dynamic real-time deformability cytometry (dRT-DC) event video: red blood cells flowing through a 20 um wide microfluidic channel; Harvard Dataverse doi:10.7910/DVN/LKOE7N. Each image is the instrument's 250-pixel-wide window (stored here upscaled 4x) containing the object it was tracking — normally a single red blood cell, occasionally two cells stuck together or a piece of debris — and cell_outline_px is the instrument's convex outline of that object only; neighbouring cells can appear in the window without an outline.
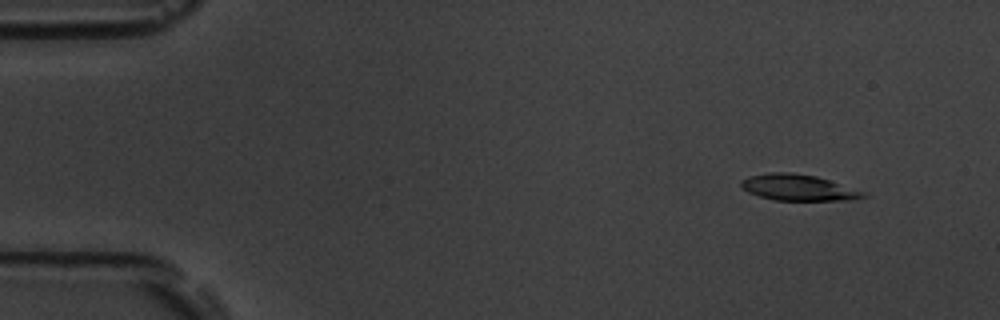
{"species": "common noctule bat (a hibernating species)", "species_latin": "Nyctalus noctula", "temperature_condition": "room temperature", "stored_images_in_passage": 53, "camera_frame_rate_fps": 3000, "um_per_image_px": 0.085, "animal": {"sex": "male", "body_mass_g": 19.5, "forearm_length_mm": 54.6}, "frame": {"image": 1, "passage_image": 2, "time_ms": 0.333, "image_size_px": [1000, 320], "cell_outline_px": [[868, 196], [852, 200], [776, 200], [760, 196], [748, 192], [740, 184], [740, 180], [748, 176], [772, 172], [792, 172], [816, 176], [868, 192]], "centroid_in_image_um": [67.9, 15.94], "position_along_channel_um": 17.1, "area_um2": 18.67}}
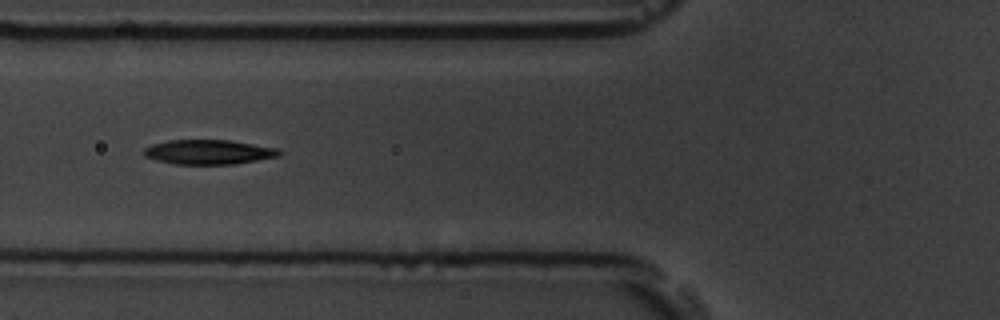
{"frame": {"image": 2, "passage_image": 18, "time_ms": 5.667, "image_size_px": [1000, 320], "cell_outline_px": [[280, 156], [236, 164], [176, 164], [156, 160], [144, 156], [144, 148], [152, 144], [168, 140], [228, 140], [280, 148]], "centroid_in_image_um": [17.75, 12.92], "position_along_channel_um": 108.1, "area_um2": 19.42}}
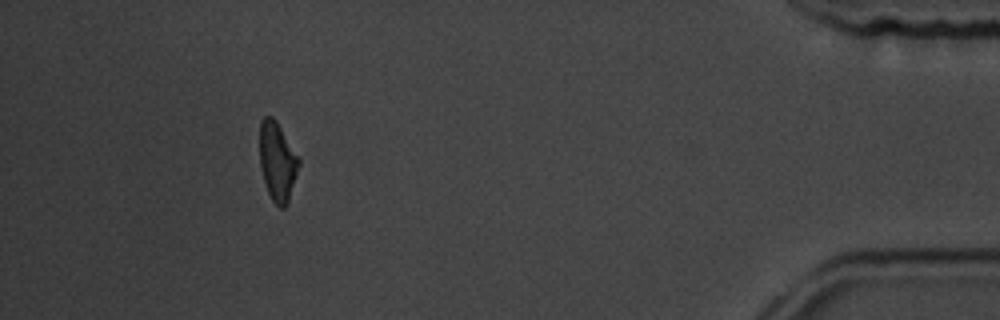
{"frame": {"image": 3, "passage_image": 48, "time_ms": 15.667, "image_size_px": [1000, 320], "cell_outline_px": [[300, 164], [288, 204], [284, 208], [280, 208], [272, 200], [268, 192], [260, 168], [260, 120], [264, 116], [272, 116], [276, 120], [300, 160]], "centroid_in_image_um": [23.58, 13.74], "position_along_channel_um": 411.6, "area_um2": 17.98}, "authors_computed_cell_mechanics": {"area_um2": 18.8428, "velocity_mm_per_s": 3.6422, "shape_relaxation_time_tau1_ms": 3.9429, "shape_relaxation_time_tau2_ms": 4.0132, "deformation_change_tau1": 0.1483, "deformation_change_tau2": 0.1251}}